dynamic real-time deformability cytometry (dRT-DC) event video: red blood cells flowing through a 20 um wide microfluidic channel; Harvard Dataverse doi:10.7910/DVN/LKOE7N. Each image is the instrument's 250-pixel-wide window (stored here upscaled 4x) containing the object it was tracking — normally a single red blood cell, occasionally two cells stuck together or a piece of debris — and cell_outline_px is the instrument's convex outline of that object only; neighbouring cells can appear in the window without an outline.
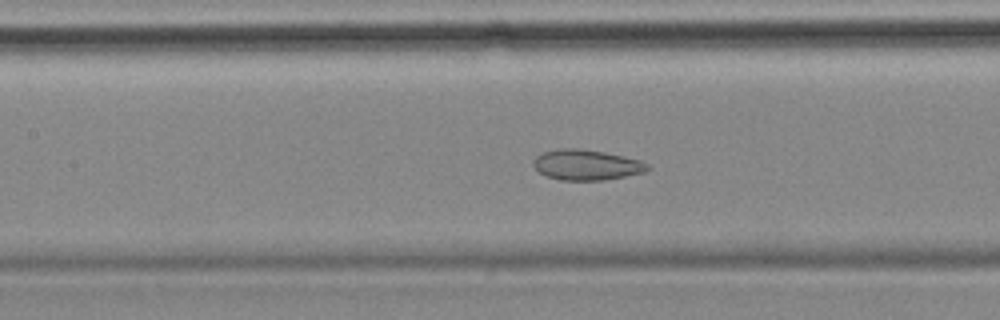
{"species": "common noctule bat (a hibernating species)", "species_latin": "Nyctalus noctula", "temperature_condition": "cold", "stored_images_in_passage": 56, "camera_frame_rate_fps": 3000, "um_per_image_px": 0.085, "animal": {"sex": "female", "body_mass_g": 18.4}, "frame": {"image": 1, "passage_image": 25, "time_ms": 8.0, "image_size_px": [1000, 320], "cell_outline_px": [[652, 168], [644, 172], [604, 180], [560, 180], [548, 176], [540, 172], [532, 164], [532, 160], [536, 156], [544, 152], [560, 148], [580, 148], [604, 152], [624, 156], [640, 160], [648, 164]], "centroid_in_image_um": [49.86, 14.0], "position_along_channel_um": 157.5, "area_um2": 20.23}}
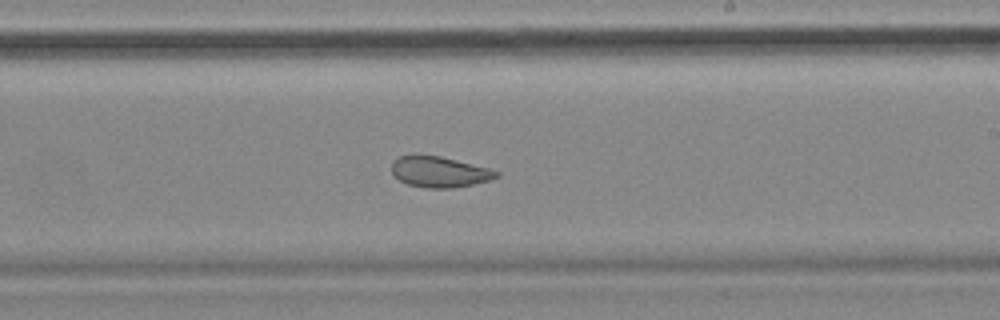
{"frame": {"image": 2, "passage_image": 33, "time_ms": 10.667, "image_size_px": [1000, 320], "cell_outline_px": [[500, 176], [488, 180], [472, 184], [452, 188], [428, 188], [408, 184], [400, 180], [392, 172], [392, 160], [396, 156], [412, 152], [440, 156], [488, 168], [500, 172]], "centroid_in_image_um": [37.28, 14.56], "position_along_channel_um": 251.7, "area_um2": 19.07}}
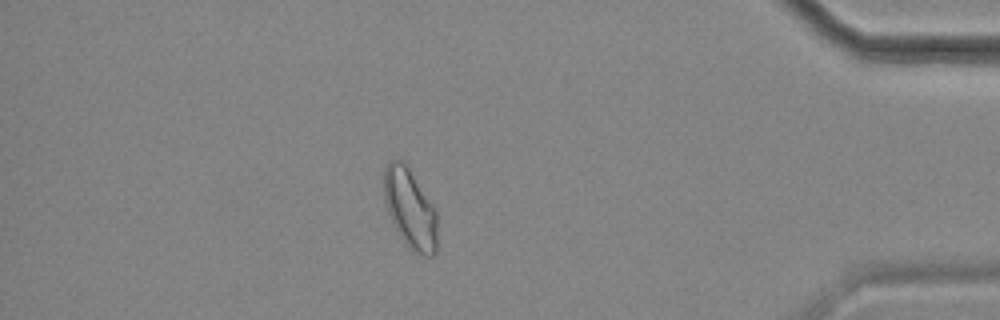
{"frame": {"image": 3, "passage_image": 49, "time_ms": 16.0, "image_size_px": [1000, 320], "cell_outline_px": [[436, 252], [432, 256], [424, 256], [416, 252], [400, 236], [388, 212], [384, 200], [384, 168], [388, 160], [404, 160], [436, 212]], "centroid_in_image_um": [34.83, 17.7], "position_along_channel_um": 400.4, "area_um2": 24.16}, "authors_computed_cell_mechanics": {"area_um2": 23.7558, "velocity_mm_per_s": 3.5599, "shape_relaxation_time_tau1_ms": null, "shape_relaxation_time_tau2_ms": 1.8723, "deformation_change_tau1": null, "deformation_change_tau2": 0.0856}}